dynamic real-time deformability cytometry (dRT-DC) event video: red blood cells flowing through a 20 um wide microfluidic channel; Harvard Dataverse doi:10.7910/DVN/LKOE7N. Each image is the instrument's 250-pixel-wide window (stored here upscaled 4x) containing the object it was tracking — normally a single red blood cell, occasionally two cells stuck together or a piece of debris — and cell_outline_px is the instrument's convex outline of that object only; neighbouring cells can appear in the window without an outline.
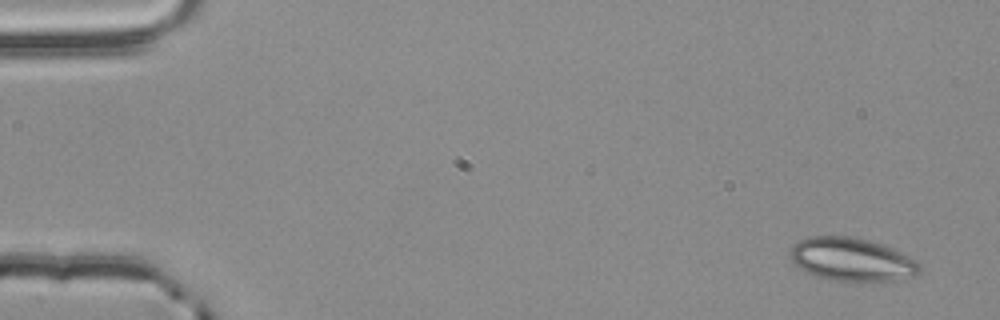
{"species": "common noctule bat (a hibernating species)", "species_latin": "Nyctalus noctula", "temperature_condition": "room temperature", "stored_images_in_passage": 3, "camera_frame_rate_fps": 3000, "um_per_image_px": 0.085, "animal": {"sex": "male", "body_mass_g": 20.4}, "frame": {"image": 1, "passage_image": 1, "time_ms": 0.0, "image_size_px": [1000, 320], "cell_outline_px": [[920, 272], [916, 276], [904, 280], [836, 280], [816, 276], [800, 268], [792, 260], [792, 248], [800, 240], [808, 236], [848, 236], [868, 240], [892, 248], [916, 260], [920, 264]], "centroid_in_image_um": [72.46, 22.05], "position_along_channel_um": 12.5, "area_um2": 32.08}}